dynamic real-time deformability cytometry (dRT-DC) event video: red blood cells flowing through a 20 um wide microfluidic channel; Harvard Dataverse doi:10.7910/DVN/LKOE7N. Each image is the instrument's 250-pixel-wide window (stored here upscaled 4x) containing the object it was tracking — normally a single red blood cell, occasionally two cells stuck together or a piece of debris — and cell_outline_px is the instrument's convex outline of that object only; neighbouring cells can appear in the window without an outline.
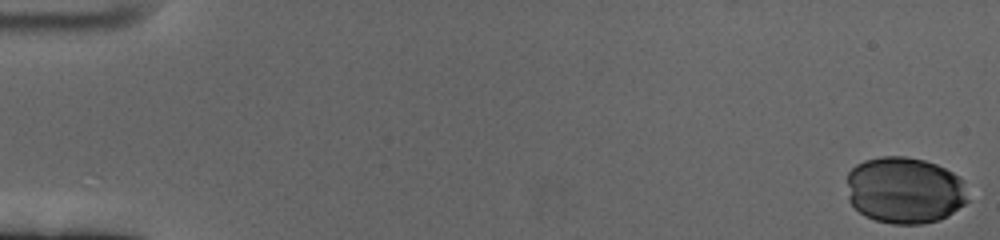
{"species": "human", "species_latin": "Homo sapiens", "temperature_condition": "cold", "stored_images_in_passage": 51, "camera_frame_rate_fps": 3000, "um_per_image_px": 0.085, "donor": {"sex": "female"}, "frame": {"image": 1, "passage_image": 1, "time_ms": 0.0, "image_size_px": [1000, 240], "cell_outline_px": [[968, 200], [964, 204], [948, 216], [940, 220], [920, 224], [892, 224], [876, 220], [864, 216], [848, 200], [848, 172], [856, 164], [864, 160], [880, 156], [904, 156], [924, 160], [936, 164], [952, 172], [960, 180]], "centroid_in_image_um": [76.86, 16.17], "position_along_channel_um": 8.1, "area_um2": 46.88}}
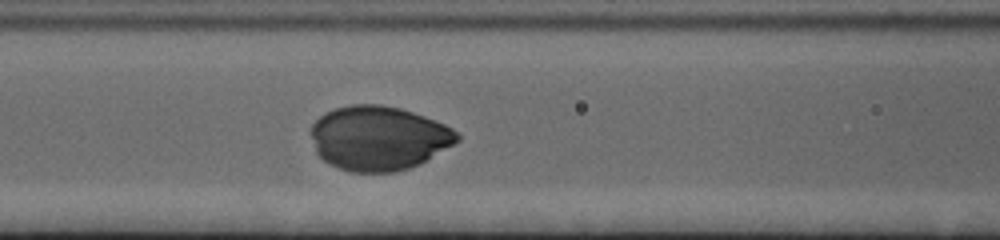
{"frame": {"image": 2, "passage_image": 27, "time_ms": 8.667, "image_size_px": [1000, 240], "cell_outline_px": [[460, 140], [420, 164], [396, 172], [352, 172], [340, 168], [324, 160], [316, 152], [312, 136], [312, 124], [324, 112], [336, 108], [352, 104], [380, 104], [400, 108], [424, 116], [444, 124], [452, 128], [460, 136]], "centroid_in_image_um": [32.19, 11.73], "position_along_channel_um": 134.4, "area_um2": 54.56}}
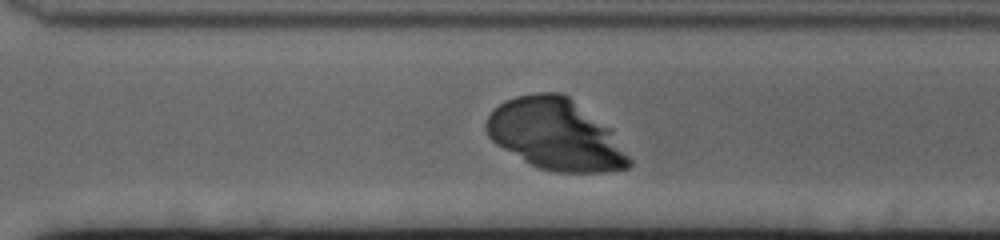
{"frame": {"image": 3, "passage_image": 44, "time_ms": 14.333, "image_size_px": [1000, 240], "cell_outline_px": [[632, 164], [628, 168], [604, 172], [556, 172], [540, 168], [524, 160], [496, 144], [488, 136], [484, 128], [484, 124], [488, 116], [500, 104], [516, 96], [536, 92], [560, 92], [568, 96], [612, 128], [632, 160]], "centroid_in_image_um": [47.27, 11.43], "position_along_channel_um": 323.3, "area_um2": 59.25}}